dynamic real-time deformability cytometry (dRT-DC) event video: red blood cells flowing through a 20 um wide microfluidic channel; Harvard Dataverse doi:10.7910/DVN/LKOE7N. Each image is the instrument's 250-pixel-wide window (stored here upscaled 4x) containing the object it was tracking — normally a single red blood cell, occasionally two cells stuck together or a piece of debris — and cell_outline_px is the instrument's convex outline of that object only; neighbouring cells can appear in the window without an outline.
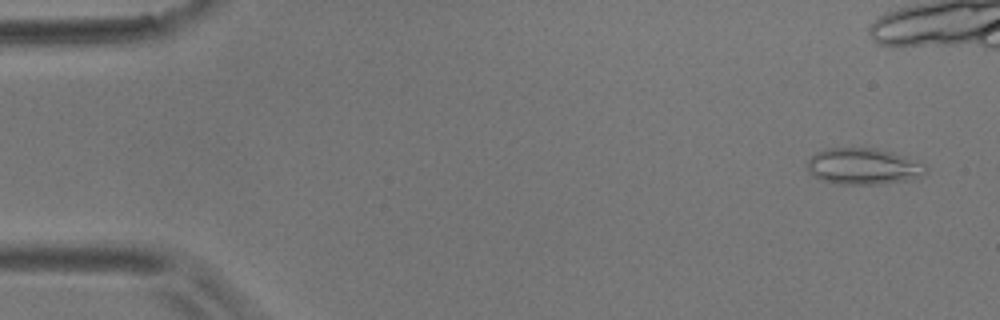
{"species": "common noctule bat (a hibernating species)", "species_latin": "Nyctalus noctula", "temperature_condition": "room temperature", "stored_images_in_passage": 13, "camera_frame_rate_fps": 3000, "um_per_image_px": 0.085, "animal": {"sex": "male", "body_mass_g": 17.9}, "frame": {"image": 1, "passage_image": 3, "time_ms": 0.667, "image_size_px": [1000, 320], "cell_outline_px": [[928, 172], [924, 176], [912, 180], [880, 184], [840, 184], [820, 180], [812, 176], [808, 172], [808, 160], [816, 152], [824, 148], [876, 148], [892, 152], [904, 156], [924, 164], [928, 168]], "centroid_in_image_um": [73.41, 14.15], "position_along_channel_um": 11.6, "area_um2": 25.43}}